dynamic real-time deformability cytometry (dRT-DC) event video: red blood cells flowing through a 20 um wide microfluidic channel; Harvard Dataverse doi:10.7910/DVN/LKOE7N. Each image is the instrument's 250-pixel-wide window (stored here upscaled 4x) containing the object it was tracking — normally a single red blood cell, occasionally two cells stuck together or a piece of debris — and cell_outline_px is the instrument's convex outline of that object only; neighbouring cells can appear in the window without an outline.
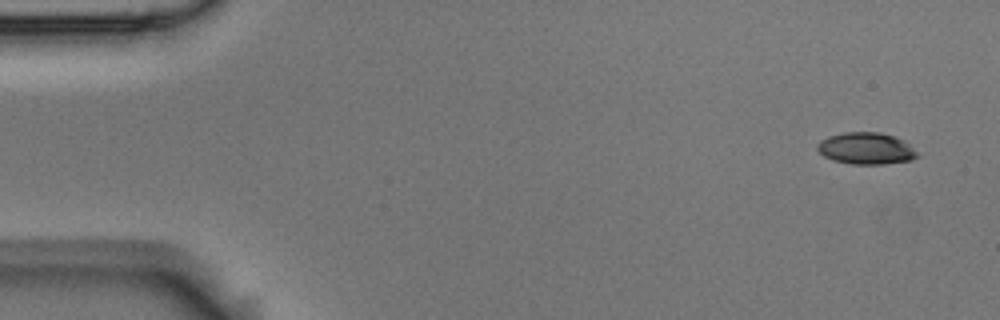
{"species": "Egyptian fruit bat (a non-hibernating species)", "species_latin": "Rousettus aegyptiacus", "temperature_condition": "room temperature", "stored_images_in_passage": 4, "camera_frame_rate_fps": 3000, "um_per_image_px": 0.085, "animal": {"sex": "male"}, "frame": {"image": 1, "passage_image": 1, "time_ms": 0.0, "image_size_px": [1000, 320], "cell_outline_px": [[920, 156], [912, 160], [884, 164], [852, 164], [832, 160], [824, 156], [816, 148], [816, 144], [820, 140], [828, 136], [844, 132], [880, 132], [904, 140]], "centroid_in_image_um": [73.6, 12.62], "position_along_channel_um": 11.4, "area_um2": 18.55}}
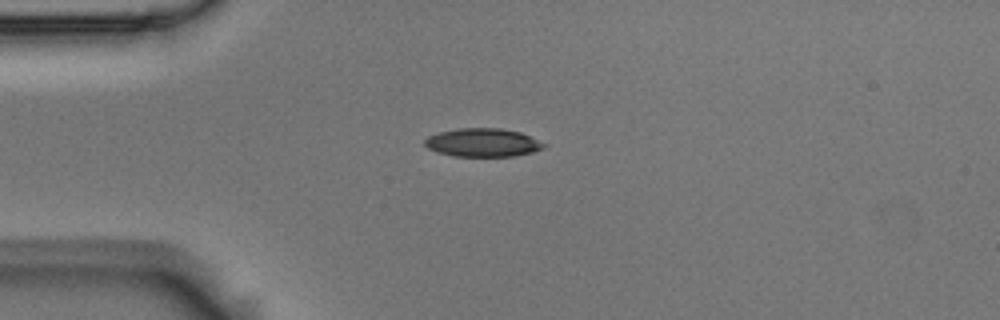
{"frame": {"image": 2, "passage_image": 4, "time_ms": 1.0, "image_size_px": [1000, 320], "cell_outline_px": [[548, 144], [544, 148], [532, 152], [512, 156], [452, 156], [436, 152], [428, 148], [424, 144], [424, 140], [428, 136], [440, 132], [456, 128], [500, 128], [520, 132]], "centroid_in_image_um": [41.03, 12.12], "position_along_channel_um": 44.0, "area_um2": 19.77}}